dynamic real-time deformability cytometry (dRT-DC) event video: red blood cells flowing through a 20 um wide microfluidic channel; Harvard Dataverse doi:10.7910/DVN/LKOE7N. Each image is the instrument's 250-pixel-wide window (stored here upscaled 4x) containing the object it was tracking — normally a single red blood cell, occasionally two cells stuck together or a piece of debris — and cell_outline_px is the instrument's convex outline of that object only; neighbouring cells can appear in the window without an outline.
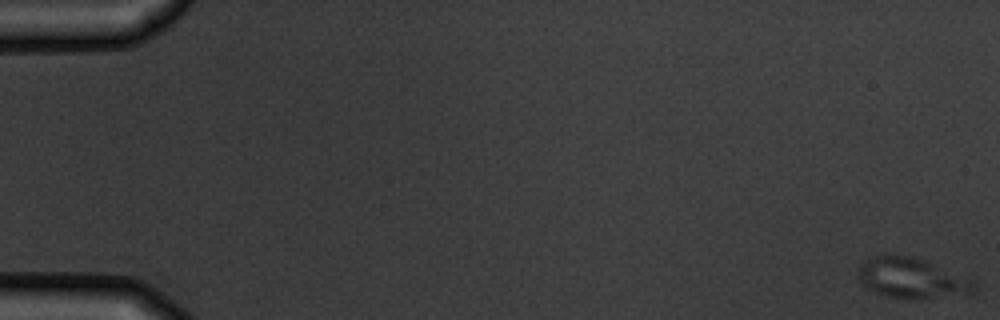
{"species": "common noctule bat (a hibernating species)", "species_latin": "Nyctalus noctula", "temperature_condition": "warm", "stored_images_in_passage": 7, "camera_frame_rate_fps": 3000, "um_per_image_px": 0.085, "animal": {"sex": "male", "body_mass_g": 19.5, "forearm_length_mm": 54.6}, "frame": {"image": 1, "passage_image": 1, "time_ms": 0.0, "image_size_px": [1000, 320], "cell_outline_px": [[976, 288], [968, 296], [916, 300], [908, 300], [884, 296], [868, 288], [856, 276], [860, 264], [864, 260], [872, 256], [884, 252], [892, 252], [916, 256], [972, 280], [976, 284]], "centroid_in_image_um": [77.49, 23.63], "position_along_channel_um": 7.5, "area_um2": 28.55}}
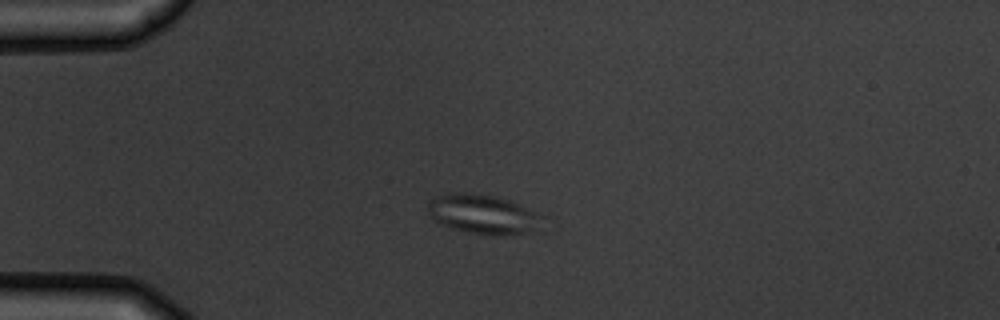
{"frame": {"image": 2, "passage_image": 5, "time_ms": 4.667, "image_size_px": [1000, 320], "cell_outline_px": [[548, 216], [544, 232], [500, 236], [488, 236], [468, 232], [452, 228], [440, 224], [432, 220], [428, 212], [428, 200], [436, 196], [452, 192], [468, 192], [492, 196], [512, 200]], "centroid_in_image_um": [41.24, 18.25], "position_along_channel_um": 43.8, "area_um2": 27.98}}